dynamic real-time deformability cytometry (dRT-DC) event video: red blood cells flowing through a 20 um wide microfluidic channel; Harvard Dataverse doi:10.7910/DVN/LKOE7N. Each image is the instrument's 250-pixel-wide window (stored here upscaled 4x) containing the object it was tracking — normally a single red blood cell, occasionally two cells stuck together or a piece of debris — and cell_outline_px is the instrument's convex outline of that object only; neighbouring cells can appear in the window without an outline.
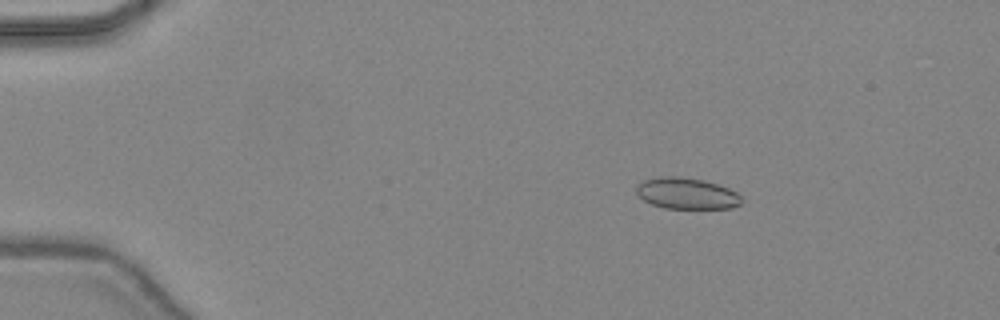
{"species": "common noctule bat (a hibernating species)", "species_latin": "Nyctalus noctula", "temperature_condition": "warm", "stored_images_in_passage": 47, "camera_frame_rate_fps": 3000, "um_per_image_px": 0.085, "animal": {"sex": "female", "body_mass_g": 24.6, "forearm_length_mm": 56.2}, "frame": {"image": 1, "passage_image": 8, "time_ms": 2.333, "image_size_px": [1000, 320], "cell_outline_px": [[740, 204], [732, 208], [664, 208], [652, 204], [644, 200], [636, 192], [636, 184], [644, 180], [660, 176], [680, 176], [704, 180], [728, 188], [736, 192], [740, 196]], "centroid_in_image_um": [58.33, 16.43], "position_along_channel_um": 26.7, "area_um2": 19.07}}
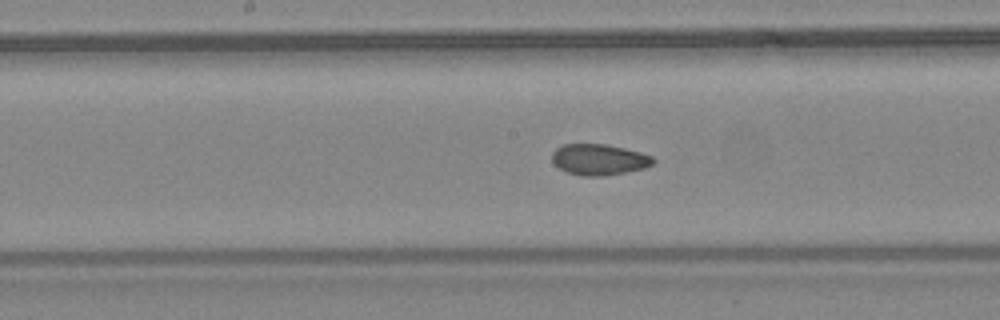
{"frame": {"image": 2, "passage_image": 25, "time_ms": 8.0, "image_size_px": [1000, 320], "cell_outline_px": [[656, 160], [652, 164], [644, 168], [624, 172], [600, 176], [580, 176], [568, 172], [560, 168], [552, 160], [552, 152], [556, 148], [564, 144], [604, 144], [624, 148], [640, 152], [652, 156]], "centroid_in_image_um": [50.91, 13.55], "position_along_channel_um": 197.3, "area_um2": 18.09}}
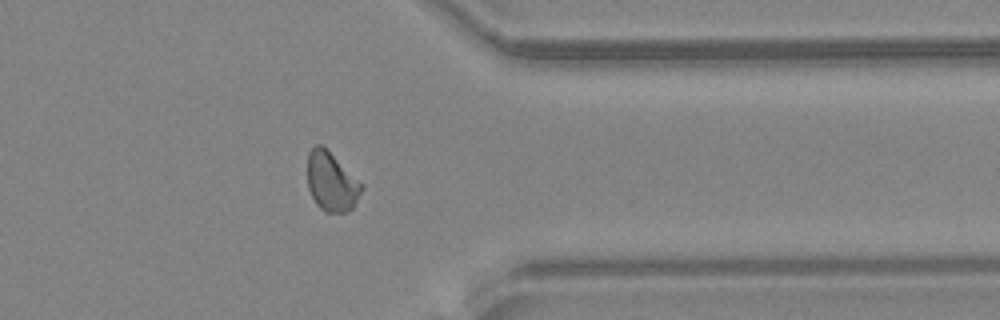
{"frame": {"image": 3, "passage_image": 38, "time_ms": 12.333, "image_size_px": [1000, 320], "cell_outline_px": [[364, 188], [352, 208], [348, 212], [324, 212], [316, 204], [308, 188], [308, 152], [316, 144], [320, 144], [364, 184]], "centroid_in_image_um": [28.19, 15.47], "position_along_channel_um": 383.2, "area_um2": 18.5}, "authors_computed_cell_mechanics": {"area_um2": 18.7272, "velocity_mm_per_s": 4.4724, "shape_relaxation_time_tau1_ms": 11.1331, "shape_relaxation_time_tau2_ms": 1.2962, "deformation_change_tau1": 0.177, "deformation_change_tau2": 0.0432}}